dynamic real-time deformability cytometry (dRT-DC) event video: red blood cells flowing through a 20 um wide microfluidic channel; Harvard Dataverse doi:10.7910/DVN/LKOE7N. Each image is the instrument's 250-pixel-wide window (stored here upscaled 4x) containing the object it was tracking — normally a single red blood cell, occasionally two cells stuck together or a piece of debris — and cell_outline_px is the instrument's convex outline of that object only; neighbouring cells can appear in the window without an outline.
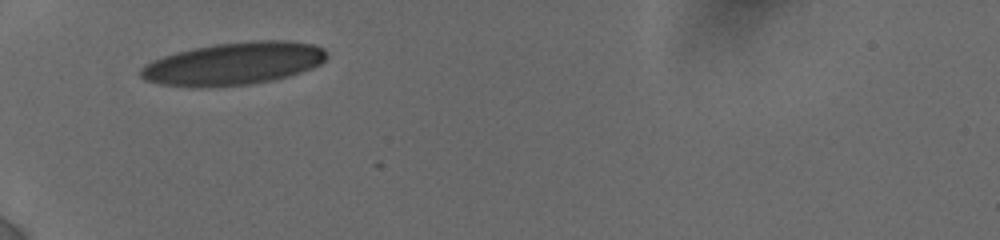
{"species": "human", "species_latin": "Homo sapiens", "temperature_condition": "cold", "stored_images_in_passage": 11, "camera_frame_rate_fps": 3000, "um_per_image_px": 0.085, "donor": {"sex": "female"}, "frame": {"image": 1, "passage_image": 1, "time_ms": 0.0, "image_size_px": [1000, 240], "cell_outline_px": [[328, 56], [320, 64], [312, 68], [288, 76], [272, 80], [248, 84], [160, 84], [148, 80], [140, 76], [140, 68], [144, 64], [152, 60], [176, 52], [192, 48], [216, 44], [248, 40], [288, 40], [316, 44], [324, 48], [328, 52]], "centroid_in_image_um": [19.96, 5.34], "position_along_channel_um": 65.0, "area_um2": 45.2}}
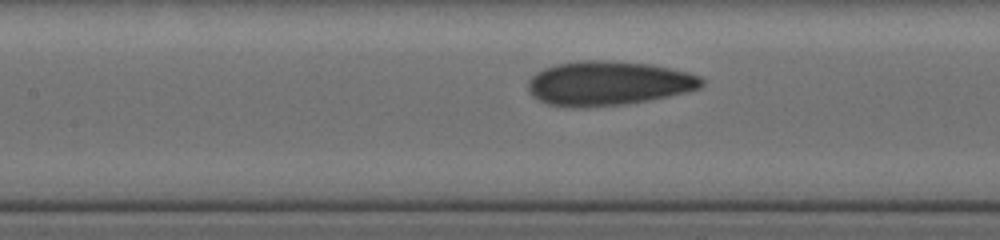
{"frame": {"image": 2, "passage_image": 7, "time_ms": 2.667, "image_size_px": [1000, 240], "cell_outline_px": [[704, 84], [700, 88], [684, 92], [648, 100], [620, 104], [584, 108], [548, 104], [532, 96], [528, 88], [528, 80], [536, 72], [544, 68], [556, 64], [576, 60], [612, 60], [648, 64], [672, 68], [688, 72], [700, 76], [704, 80]], "centroid_in_image_um": [51.69, 7.06], "position_along_channel_um": 155.7, "area_um2": 44.8}}
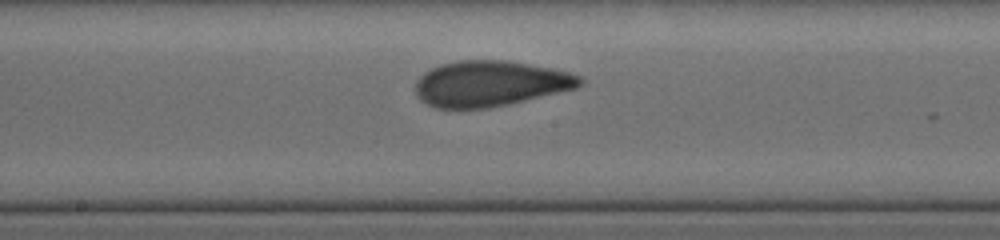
{"frame": {"image": 3, "passage_image": 10, "time_ms": 4.0, "image_size_px": [1000, 240], "cell_outline_px": [[584, 84], [576, 88], [508, 104], [488, 108], [436, 108], [420, 100], [416, 96], [416, 80], [424, 72], [440, 64], [460, 60], [504, 60], [552, 68], [568, 72], [580, 76], [584, 80]], "centroid_in_image_um": [41.65, 7.1], "position_along_channel_um": 206.5, "area_um2": 43.64}}